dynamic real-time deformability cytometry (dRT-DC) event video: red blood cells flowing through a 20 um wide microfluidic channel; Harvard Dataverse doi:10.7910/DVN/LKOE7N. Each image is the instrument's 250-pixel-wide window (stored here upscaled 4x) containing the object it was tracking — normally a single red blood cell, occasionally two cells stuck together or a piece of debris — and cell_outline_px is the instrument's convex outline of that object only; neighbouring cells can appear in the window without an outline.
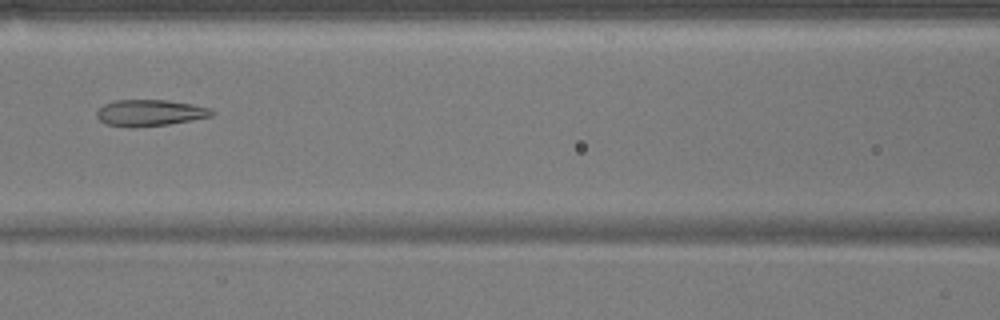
{"species": "common noctule bat (a hibernating species)", "species_latin": "Nyctalus noctula", "temperature_condition": "warm", "stored_images_in_passage": 26, "camera_frame_rate_fps": 3000, "um_per_image_px": 0.085, "animal": {"sex": "male", "body_mass_g": 17.9}, "frame": {"image": 1, "passage_image": 8, "time_ms": 2.333, "image_size_px": [1000, 320], "cell_outline_px": [[216, 112], [212, 116], [192, 120], [168, 124], [136, 128], [128, 128], [108, 124], [100, 120], [96, 116], [96, 112], [104, 104], [116, 100], [168, 100], [192, 104], [208, 108]], "centroid_in_image_um": [12.73, 9.6], "position_along_channel_um": 153.9, "area_um2": 17.74}}
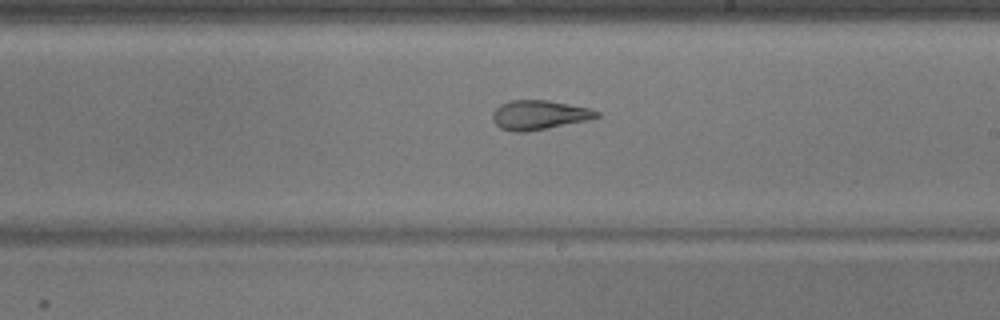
{"frame": {"image": 2, "passage_image": 15, "time_ms": 4.667, "image_size_px": [1000, 320], "cell_outline_px": [[600, 116], [588, 120], [524, 132], [512, 132], [500, 128], [492, 120], [492, 112], [500, 104], [512, 100], [548, 100], [588, 108], [600, 112]], "centroid_in_image_um": [45.79, 9.77], "position_along_channel_um": 243.2, "area_um2": 17.69}}
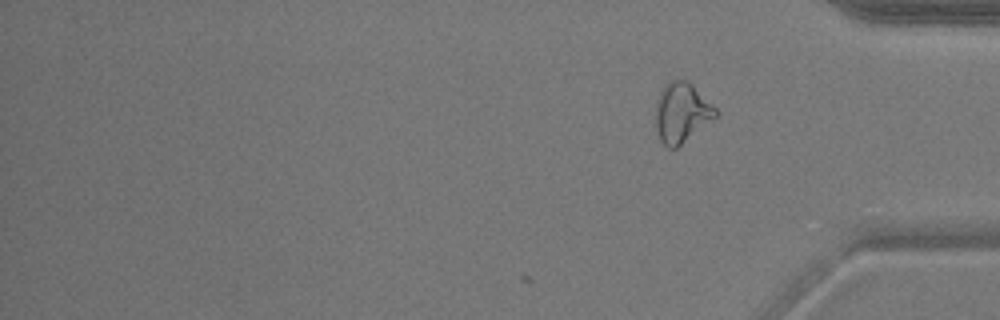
{"frame": {"image": 3, "passage_image": 26, "time_ms": 8.333, "image_size_px": [1000, 320], "cell_outline_px": [[720, 112], [716, 116], [676, 148], [668, 148], [660, 140], [656, 132], [656, 100], [660, 92], [668, 80], [688, 80]], "centroid_in_image_um": [57.92, 9.56], "position_along_channel_um": 377.3, "area_um2": 20.75}, "authors_computed_cell_mechanics": {"area_um2": 17.3689, "velocity_mm_per_s": 3.8333, "shape_relaxation_time_tau1_ms": null, "shape_relaxation_time_tau2_ms": 2.0763, "deformation_change_tau1": null, "deformation_change_tau2": 0.1153}}